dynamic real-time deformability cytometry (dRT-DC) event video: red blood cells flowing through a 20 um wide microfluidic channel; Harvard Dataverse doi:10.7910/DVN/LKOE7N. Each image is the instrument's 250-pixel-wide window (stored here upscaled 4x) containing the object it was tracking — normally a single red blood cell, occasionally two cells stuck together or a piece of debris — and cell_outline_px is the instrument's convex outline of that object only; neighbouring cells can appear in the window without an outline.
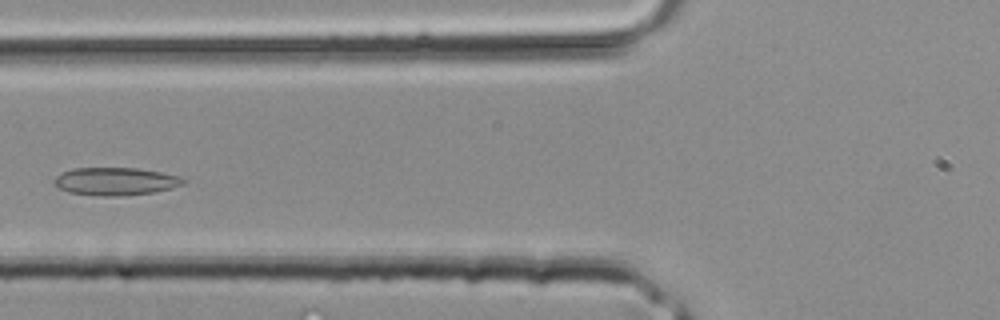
{"species": "common noctule bat (a hibernating species)", "species_latin": "Nyctalus noctula", "temperature_condition": "room temperature", "stored_images_in_passage": 3, "camera_frame_rate_fps": 3000, "um_per_image_px": 0.085, "animal": {"sex": "male", "body_mass_g": 20.4}, "frame": {"image": 1, "passage_image": 3, "time_ms": 0.667, "image_size_px": [1000, 320], "cell_outline_px": [[188, 180], [184, 184], [172, 188], [152, 192], [120, 196], [104, 196], [68, 192], [60, 188], [56, 184], [56, 176], [72, 168], [140, 168], [180, 176]], "centroid_in_image_um": [9.89, 15.41], "position_along_channel_um": 115.9, "area_um2": 20.75}}